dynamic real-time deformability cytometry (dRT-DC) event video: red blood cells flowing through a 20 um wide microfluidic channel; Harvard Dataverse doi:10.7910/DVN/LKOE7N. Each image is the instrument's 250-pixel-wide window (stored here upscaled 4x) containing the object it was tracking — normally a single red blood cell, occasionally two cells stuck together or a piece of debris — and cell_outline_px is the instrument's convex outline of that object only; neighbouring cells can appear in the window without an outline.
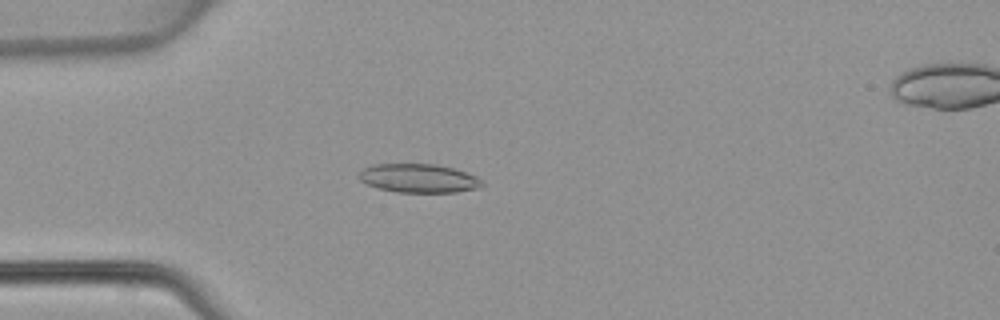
{"species": "common noctule bat (a hibernating species)", "species_latin": "Nyctalus noctula", "temperature_condition": "warm", "stored_images_in_passage": 46, "camera_frame_rate_fps": 3000, "um_per_image_px": 0.085, "animal": {"sex": "female", "body_mass_g": 22.7, "forearm_length_mm": 54.2}, "frame": {"image": 1, "passage_image": 12, "time_ms": 3.667, "image_size_px": [1000, 320], "cell_outline_px": [[484, 184], [480, 188], [456, 192], [396, 192], [376, 188], [360, 180], [360, 172], [364, 168], [372, 164], [436, 164], [452, 168], [476, 176]], "centroid_in_image_um": [35.58, 15.16], "position_along_channel_um": 49.4, "area_um2": 20.52}}
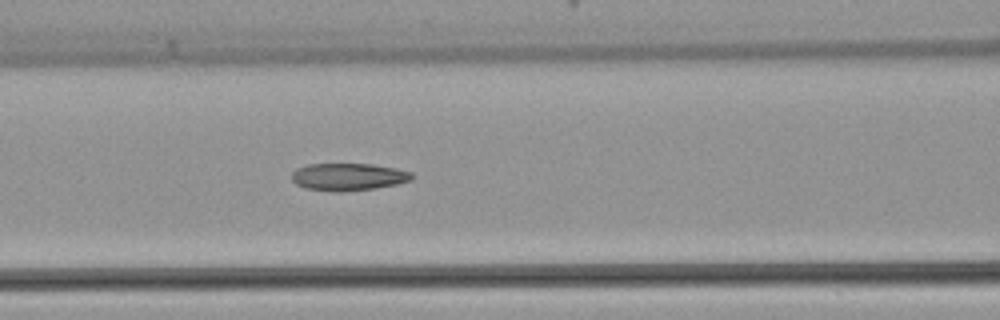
{"frame": {"image": 2, "passage_image": 19, "time_ms": 6.0, "image_size_px": [1000, 320], "cell_outline_px": [[412, 180], [396, 184], [376, 188], [344, 192], [336, 192], [304, 188], [296, 184], [292, 180], [292, 172], [296, 168], [308, 164], [372, 164], [396, 168], [412, 172]], "centroid_in_image_um": [29.59, 15.03], "position_along_channel_um": 137.0, "area_um2": 19.31}}
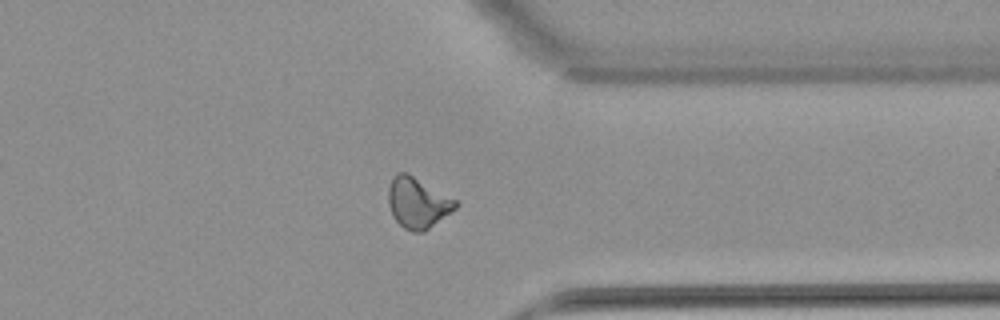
{"frame": {"image": 3, "passage_image": 36, "time_ms": 11.667, "image_size_px": [1000, 320], "cell_outline_px": [[460, 204], [456, 208], [424, 232], [412, 232], [404, 228], [392, 216], [388, 204], [388, 188], [392, 176], [396, 172], [408, 172], [456, 200]], "centroid_in_image_um": [35.47, 17.22], "position_along_channel_um": 375.9, "area_um2": 20.0}}